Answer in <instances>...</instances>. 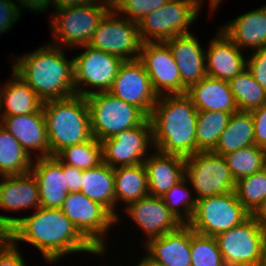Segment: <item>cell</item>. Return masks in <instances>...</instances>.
<instances>
[{
    "mask_svg": "<svg viewBox=\"0 0 266 266\" xmlns=\"http://www.w3.org/2000/svg\"><path fill=\"white\" fill-rule=\"evenodd\" d=\"M60 209L96 249L109 247L107 235L116 217L106 207L81 192H69Z\"/></svg>",
    "mask_w": 266,
    "mask_h": 266,
    "instance_id": "9",
    "label": "cell"
},
{
    "mask_svg": "<svg viewBox=\"0 0 266 266\" xmlns=\"http://www.w3.org/2000/svg\"><path fill=\"white\" fill-rule=\"evenodd\" d=\"M0 124L19 141L33 159L50 156L42 108L36 113L26 115L0 116Z\"/></svg>",
    "mask_w": 266,
    "mask_h": 266,
    "instance_id": "18",
    "label": "cell"
},
{
    "mask_svg": "<svg viewBox=\"0 0 266 266\" xmlns=\"http://www.w3.org/2000/svg\"><path fill=\"white\" fill-rule=\"evenodd\" d=\"M50 156H56L65 147L93 138L90 111L86 97L75 94L68 98L43 102Z\"/></svg>",
    "mask_w": 266,
    "mask_h": 266,
    "instance_id": "4",
    "label": "cell"
},
{
    "mask_svg": "<svg viewBox=\"0 0 266 266\" xmlns=\"http://www.w3.org/2000/svg\"><path fill=\"white\" fill-rule=\"evenodd\" d=\"M264 236L265 231L249 216L215 238L226 266H260Z\"/></svg>",
    "mask_w": 266,
    "mask_h": 266,
    "instance_id": "13",
    "label": "cell"
},
{
    "mask_svg": "<svg viewBox=\"0 0 266 266\" xmlns=\"http://www.w3.org/2000/svg\"><path fill=\"white\" fill-rule=\"evenodd\" d=\"M56 157L64 164L81 170L96 168L103 163L102 144L96 138L65 147Z\"/></svg>",
    "mask_w": 266,
    "mask_h": 266,
    "instance_id": "35",
    "label": "cell"
},
{
    "mask_svg": "<svg viewBox=\"0 0 266 266\" xmlns=\"http://www.w3.org/2000/svg\"><path fill=\"white\" fill-rule=\"evenodd\" d=\"M93 2L107 8L109 11H115L122 0H92Z\"/></svg>",
    "mask_w": 266,
    "mask_h": 266,
    "instance_id": "49",
    "label": "cell"
},
{
    "mask_svg": "<svg viewBox=\"0 0 266 266\" xmlns=\"http://www.w3.org/2000/svg\"><path fill=\"white\" fill-rule=\"evenodd\" d=\"M250 216L266 231V199L255 208Z\"/></svg>",
    "mask_w": 266,
    "mask_h": 266,
    "instance_id": "46",
    "label": "cell"
},
{
    "mask_svg": "<svg viewBox=\"0 0 266 266\" xmlns=\"http://www.w3.org/2000/svg\"><path fill=\"white\" fill-rule=\"evenodd\" d=\"M108 92L126 103L137 106L148 117L158 99L147 71L139 59L122 63Z\"/></svg>",
    "mask_w": 266,
    "mask_h": 266,
    "instance_id": "16",
    "label": "cell"
},
{
    "mask_svg": "<svg viewBox=\"0 0 266 266\" xmlns=\"http://www.w3.org/2000/svg\"><path fill=\"white\" fill-rule=\"evenodd\" d=\"M5 84L0 83V116L36 113L43 101L35 91L13 71Z\"/></svg>",
    "mask_w": 266,
    "mask_h": 266,
    "instance_id": "27",
    "label": "cell"
},
{
    "mask_svg": "<svg viewBox=\"0 0 266 266\" xmlns=\"http://www.w3.org/2000/svg\"><path fill=\"white\" fill-rule=\"evenodd\" d=\"M219 28L246 53L266 48V4L219 25Z\"/></svg>",
    "mask_w": 266,
    "mask_h": 266,
    "instance_id": "22",
    "label": "cell"
},
{
    "mask_svg": "<svg viewBox=\"0 0 266 266\" xmlns=\"http://www.w3.org/2000/svg\"><path fill=\"white\" fill-rule=\"evenodd\" d=\"M109 10L91 1L83 5L53 11L50 20L52 33L49 43L64 49L88 45L100 21ZM53 41V42H52Z\"/></svg>",
    "mask_w": 266,
    "mask_h": 266,
    "instance_id": "5",
    "label": "cell"
},
{
    "mask_svg": "<svg viewBox=\"0 0 266 266\" xmlns=\"http://www.w3.org/2000/svg\"><path fill=\"white\" fill-rule=\"evenodd\" d=\"M239 111L250 112L266 103V91L246 68L229 81Z\"/></svg>",
    "mask_w": 266,
    "mask_h": 266,
    "instance_id": "33",
    "label": "cell"
},
{
    "mask_svg": "<svg viewBox=\"0 0 266 266\" xmlns=\"http://www.w3.org/2000/svg\"><path fill=\"white\" fill-rule=\"evenodd\" d=\"M20 248L11 242L0 254V266H27Z\"/></svg>",
    "mask_w": 266,
    "mask_h": 266,
    "instance_id": "43",
    "label": "cell"
},
{
    "mask_svg": "<svg viewBox=\"0 0 266 266\" xmlns=\"http://www.w3.org/2000/svg\"><path fill=\"white\" fill-rule=\"evenodd\" d=\"M250 112L254 122L255 145L266 149V103Z\"/></svg>",
    "mask_w": 266,
    "mask_h": 266,
    "instance_id": "42",
    "label": "cell"
},
{
    "mask_svg": "<svg viewBox=\"0 0 266 266\" xmlns=\"http://www.w3.org/2000/svg\"><path fill=\"white\" fill-rule=\"evenodd\" d=\"M231 113L224 111H198L196 127V153L213 151L221 133L226 129Z\"/></svg>",
    "mask_w": 266,
    "mask_h": 266,
    "instance_id": "32",
    "label": "cell"
},
{
    "mask_svg": "<svg viewBox=\"0 0 266 266\" xmlns=\"http://www.w3.org/2000/svg\"><path fill=\"white\" fill-rule=\"evenodd\" d=\"M198 111H224L235 113L238 110L228 81L206 75L186 92Z\"/></svg>",
    "mask_w": 266,
    "mask_h": 266,
    "instance_id": "26",
    "label": "cell"
},
{
    "mask_svg": "<svg viewBox=\"0 0 266 266\" xmlns=\"http://www.w3.org/2000/svg\"><path fill=\"white\" fill-rule=\"evenodd\" d=\"M33 158L19 141L0 124V172L3 176L29 173Z\"/></svg>",
    "mask_w": 266,
    "mask_h": 266,
    "instance_id": "31",
    "label": "cell"
},
{
    "mask_svg": "<svg viewBox=\"0 0 266 266\" xmlns=\"http://www.w3.org/2000/svg\"><path fill=\"white\" fill-rule=\"evenodd\" d=\"M260 266H266V231L263 239L262 261Z\"/></svg>",
    "mask_w": 266,
    "mask_h": 266,
    "instance_id": "52",
    "label": "cell"
},
{
    "mask_svg": "<svg viewBox=\"0 0 266 266\" xmlns=\"http://www.w3.org/2000/svg\"><path fill=\"white\" fill-rule=\"evenodd\" d=\"M92 0H51L52 2V9L58 10L62 8H67V7H74L77 5H83L87 2H91Z\"/></svg>",
    "mask_w": 266,
    "mask_h": 266,
    "instance_id": "47",
    "label": "cell"
},
{
    "mask_svg": "<svg viewBox=\"0 0 266 266\" xmlns=\"http://www.w3.org/2000/svg\"><path fill=\"white\" fill-rule=\"evenodd\" d=\"M74 49H82L73 57L75 93L87 97L109 91L124 60L89 45Z\"/></svg>",
    "mask_w": 266,
    "mask_h": 266,
    "instance_id": "8",
    "label": "cell"
},
{
    "mask_svg": "<svg viewBox=\"0 0 266 266\" xmlns=\"http://www.w3.org/2000/svg\"><path fill=\"white\" fill-rule=\"evenodd\" d=\"M191 266H226L215 237L201 235L191 228Z\"/></svg>",
    "mask_w": 266,
    "mask_h": 266,
    "instance_id": "38",
    "label": "cell"
},
{
    "mask_svg": "<svg viewBox=\"0 0 266 266\" xmlns=\"http://www.w3.org/2000/svg\"><path fill=\"white\" fill-rule=\"evenodd\" d=\"M31 172L38 183L41 207L61 208L69 193L63 163L56 156L35 158Z\"/></svg>",
    "mask_w": 266,
    "mask_h": 266,
    "instance_id": "20",
    "label": "cell"
},
{
    "mask_svg": "<svg viewBox=\"0 0 266 266\" xmlns=\"http://www.w3.org/2000/svg\"><path fill=\"white\" fill-rule=\"evenodd\" d=\"M223 0H208L209 11L211 14L217 12V9L220 8V4L223 3Z\"/></svg>",
    "mask_w": 266,
    "mask_h": 266,
    "instance_id": "51",
    "label": "cell"
},
{
    "mask_svg": "<svg viewBox=\"0 0 266 266\" xmlns=\"http://www.w3.org/2000/svg\"><path fill=\"white\" fill-rule=\"evenodd\" d=\"M252 52L250 53L251 55L247 56V69L257 83L266 91V48Z\"/></svg>",
    "mask_w": 266,
    "mask_h": 266,
    "instance_id": "40",
    "label": "cell"
},
{
    "mask_svg": "<svg viewBox=\"0 0 266 266\" xmlns=\"http://www.w3.org/2000/svg\"><path fill=\"white\" fill-rule=\"evenodd\" d=\"M30 214L13 217L0 213V225L12 230V242L16 246L19 242L31 244L48 264L61 262L65 256L76 253L103 258L109 251L96 249L60 208L40 207Z\"/></svg>",
    "mask_w": 266,
    "mask_h": 266,
    "instance_id": "1",
    "label": "cell"
},
{
    "mask_svg": "<svg viewBox=\"0 0 266 266\" xmlns=\"http://www.w3.org/2000/svg\"><path fill=\"white\" fill-rule=\"evenodd\" d=\"M185 177L196 200L234 191L236 180L223 155L197 152L185 158Z\"/></svg>",
    "mask_w": 266,
    "mask_h": 266,
    "instance_id": "10",
    "label": "cell"
},
{
    "mask_svg": "<svg viewBox=\"0 0 266 266\" xmlns=\"http://www.w3.org/2000/svg\"><path fill=\"white\" fill-rule=\"evenodd\" d=\"M80 192L115 216L114 168L101 163L96 168L82 170Z\"/></svg>",
    "mask_w": 266,
    "mask_h": 266,
    "instance_id": "29",
    "label": "cell"
},
{
    "mask_svg": "<svg viewBox=\"0 0 266 266\" xmlns=\"http://www.w3.org/2000/svg\"><path fill=\"white\" fill-rule=\"evenodd\" d=\"M0 181V209L8 212H26L41 207L36 178L29 173L4 176Z\"/></svg>",
    "mask_w": 266,
    "mask_h": 266,
    "instance_id": "25",
    "label": "cell"
},
{
    "mask_svg": "<svg viewBox=\"0 0 266 266\" xmlns=\"http://www.w3.org/2000/svg\"><path fill=\"white\" fill-rule=\"evenodd\" d=\"M254 131L251 112L237 111L232 113L226 129L221 133L212 152L224 156L238 149L255 145Z\"/></svg>",
    "mask_w": 266,
    "mask_h": 266,
    "instance_id": "30",
    "label": "cell"
},
{
    "mask_svg": "<svg viewBox=\"0 0 266 266\" xmlns=\"http://www.w3.org/2000/svg\"><path fill=\"white\" fill-rule=\"evenodd\" d=\"M149 195L163 197L185 177V158L154 150L146 160Z\"/></svg>",
    "mask_w": 266,
    "mask_h": 266,
    "instance_id": "24",
    "label": "cell"
},
{
    "mask_svg": "<svg viewBox=\"0 0 266 266\" xmlns=\"http://www.w3.org/2000/svg\"><path fill=\"white\" fill-rule=\"evenodd\" d=\"M144 256L138 260L136 266H163L159 262L153 260L150 256H148L146 253L143 254ZM146 255V256H145Z\"/></svg>",
    "mask_w": 266,
    "mask_h": 266,
    "instance_id": "50",
    "label": "cell"
},
{
    "mask_svg": "<svg viewBox=\"0 0 266 266\" xmlns=\"http://www.w3.org/2000/svg\"><path fill=\"white\" fill-rule=\"evenodd\" d=\"M250 216L234 191L197 200L188 225L194 232L215 237L238 226Z\"/></svg>",
    "mask_w": 266,
    "mask_h": 266,
    "instance_id": "11",
    "label": "cell"
},
{
    "mask_svg": "<svg viewBox=\"0 0 266 266\" xmlns=\"http://www.w3.org/2000/svg\"><path fill=\"white\" fill-rule=\"evenodd\" d=\"M169 0H122L115 12L139 23L148 13L161 8Z\"/></svg>",
    "mask_w": 266,
    "mask_h": 266,
    "instance_id": "39",
    "label": "cell"
},
{
    "mask_svg": "<svg viewBox=\"0 0 266 266\" xmlns=\"http://www.w3.org/2000/svg\"><path fill=\"white\" fill-rule=\"evenodd\" d=\"M24 9H21L19 4L14 0H0V34L7 33L15 22H18L22 17ZM23 11V12H21Z\"/></svg>",
    "mask_w": 266,
    "mask_h": 266,
    "instance_id": "41",
    "label": "cell"
},
{
    "mask_svg": "<svg viewBox=\"0 0 266 266\" xmlns=\"http://www.w3.org/2000/svg\"><path fill=\"white\" fill-rule=\"evenodd\" d=\"M20 6V8H24L25 10H30L33 13H45L48 12L47 9L52 8L51 0H14Z\"/></svg>",
    "mask_w": 266,
    "mask_h": 266,
    "instance_id": "45",
    "label": "cell"
},
{
    "mask_svg": "<svg viewBox=\"0 0 266 266\" xmlns=\"http://www.w3.org/2000/svg\"><path fill=\"white\" fill-rule=\"evenodd\" d=\"M204 0H169L161 8L148 13L139 23L144 42H165L174 36L190 34V26L198 19Z\"/></svg>",
    "mask_w": 266,
    "mask_h": 266,
    "instance_id": "6",
    "label": "cell"
},
{
    "mask_svg": "<svg viewBox=\"0 0 266 266\" xmlns=\"http://www.w3.org/2000/svg\"><path fill=\"white\" fill-rule=\"evenodd\" d=\"M178 66L181 83L188 90L204 78L206 73L205 50L194 33L174 36L165 41Z\"/></svg>",
    "mask_w": 266,
    "mask_h": 266,
    "instance_id": "21",
    "label": "cell"
},
{
    "mask_svg": "<svg viewBox=\"0 0 266 266\" xmlns=\"http://www.w3.org/2000/svg\"><path fill=\"white\" fill-rule=\"evenodd\" d=\"M236 181L266 167V149L251 145L224 155Z\"/></svg>",
    "mask_w": 266,
    "mask_h": 266,
    "instance_id": "34",
    "label": "cell"
},
{
    "mask_svg": "<svg viewBox=\"0 0 266 266\" xmlns=\"http://www.w3.org/2000/svg\"><path fill=\"white\" fill-rule=\"evenodd\" d=\"M234 192L239 202L251 214L266 199V167L236 181Z\"/></svg>",
    "mask_w": 266,
    "mask_h": 266,
    "instance_id": "37",
    "label": "cell"
},
{
    "mask_svg": "<svg viewBox=\"0 0 266 266\" xmlns=\"http://www.w3.org/2000/svg\"><path fill=\"white\" fill-rule=\"evenodd\" d=\"M197 113L186 93L159 96L149 116L154 149L184 158L196 153Z\"/></svg>",
    "mask_w": 266,
    "mask_h": 266,
    "instance_id": "3",
    "label": "cell"
},
{
    "mask_svg": "<svg viewBox=\"0 0 266 266\" xmlns=\"http://www.w3.org/2000/svg\"><path fill=\"white\" fill-rule=\"evenodd\" d=\"M88 45L124 61L139 59L142 41L138 23L109 11L100 21Z\"/></svg>",
    "mask_w": 266,
    "mask_h": 266,
    "instance_id": "12",
    "label": "cell"
},
{
    "mask_svg": "<svg viewBox=\"0 0 266 266\" xmlns=\"http://www.w3.org/2000/svg\"><path fill=\"white\" fill-rule=\"evenodd\" d=\"M114 182L115 217L116 225H118L119 221H122V214L118 213L119 203L124 204L122 207L125 208L129 203L149 195L147 171L144 163L114 168Z\"/></svg>",
    "mask_w": 266,
    "mask_h": 266,
    "instance_id": "28",
    "label": "cell"
},
{
    "mask_svg": "<svg viewBox=\"0 0 266 266\" xmlns=\"http://www.w3.org/2000/svg\"><path fill=\"white\" fill-rule=\"evenodd\" d=\"M86 99L92 136L99 142L123 130L135 128L148 118L140 108L126 103L108 91L91 94Z\"/></svg>",
    "mask_w": 266,
    "mask_h": 266,
    "instance_id": "7",
    "label": "cell"
},
{
    "mask_svg": "<svg viewBox=\"0 0 266 266\" xmlns=\"http://www.w3.org/2000/svg\"><path fill=\"white\" fill-rule=\"evenodd\" d=\"M46 44L22 56H13L12 71L43 102L75 95L73 58H66V49L49 42Z\"/></svg>",
    "mask_w": 266,
    "mask_h": 266,
    "instance_id": "2",
    "label": "cell"
},
{
    "mask_svg": "<svg viewBox=\"0 0 266 266\" xmlns=\"http://www.w3.org/2000/svg\"><path fill=\"white\" fill-rule=\"evenodd\" d=\"M12 242V230L2 227L0 229V254Z\"/></svg>",
    "mask_w": 266,
    "mask_h": 266,
    "instance_id": "48",
    "label": "cell"
},
{
    "mask_svg": "<svg viewBox=\"0 0 266 266\" xmlns=\"http://www.w3.org/2000/svg\"><path fill=\"white\" fill-rule=\"evenodd\" d=\"M126 215L138 225L145 235L146 244L149 240L158 238L166 233L176 231L183 223L166 207L161 197L148 195L129 203L122 209Z\"/></svg>",
    "mask_w": 266,
    "mask_h": 266,
    "instance_id": "17",
    "label": "cell"
},
{
    "mask_svg": "<svg viewBox=\"0 0 266 266\" xmlns=\"http://www.w3.org/2000/svg\"><path fill=\"white\" fill-rule=\"evenodd\" d=\"M139 60L159 96L184 94L187 89L181 83L180 73L171 49L165 42H144Z\"/></svg>",
    "mask_w": 266,
    "mask_h": 266,
    "instance_id": "15",
    "label": "cell"
},
{
    "mask_svg": "<svg viewBox=\"0 0 266 266\" xmlns=\"http://www.w3.org/2000/svg\"><path fill=\"white\" fill-rule=\"evenodd\" d=\"M192 191L189 181L184 177L162 197L166 207L183 224H188L196 208L197 200Z\"/></svg>",
    "mask_w": 266,
    "mask_h": 266,
    "instance_id": "36",
    "label": "cell"
},
{
    "mask_svg": "<svg viewBox=\"0 0 266 266\" xmlns=\"http://www.w3.org/2000/svg\"><path fill=\"white\" fill-rule=\"evenodd\" d=\"M63 174H66L69 192H80L82 170L63 163Z\"/></svg>",
    "mask_w": 266,
    "mask_h": 266,
    "instance_id": "44",
    "label": "cell"
},
{
    "mask_svg": "<svg viewBox=\"0 0 266 266\" xmlns=\"http://www.w3.org/2000/svg\"><path fill=\"white\" fill-rule=\"evenodd\" d=\"M205 50L206 73L223 81H230L247 68L245 51L237 47L220 28Z\"/></svg>",
    "mask_w": 266,
    "mask_h": 266,
    "instance_id": "19",
    "label": "cell"
},
{
    "mask_svg": "<svg viewBox=\"0 0 266 266\" xmlns=\"http://www.w3.org/2000/svg\"><path fill=\"white\" fill-rule=\"evenodd\" d=\"M142 248L163 266H191V227L182 224L176 231L149 240Z\"/></svg>",
    "mask_w": 266,
    "mask_h": 266,
    "instance_id": "23",
    "label": "cell"
},
{
    "mask_svg": "<svg viewBox=\"0 0 266 266\" xmlns=\"http://www.w3.org/2000/svg\"><path fill=\"white\" fill-rule=\"evenodd\" d=\"M103 163L112 168L144 163L154 150L152 125L149 117L132 129L123 130L101 141ZM150 152V153H149Z\"/></svg>",
    "mask_w": 266,
    "mask_h": 266,
    "instance_id": "14",
    "label": "cell"
}]
</instances>
